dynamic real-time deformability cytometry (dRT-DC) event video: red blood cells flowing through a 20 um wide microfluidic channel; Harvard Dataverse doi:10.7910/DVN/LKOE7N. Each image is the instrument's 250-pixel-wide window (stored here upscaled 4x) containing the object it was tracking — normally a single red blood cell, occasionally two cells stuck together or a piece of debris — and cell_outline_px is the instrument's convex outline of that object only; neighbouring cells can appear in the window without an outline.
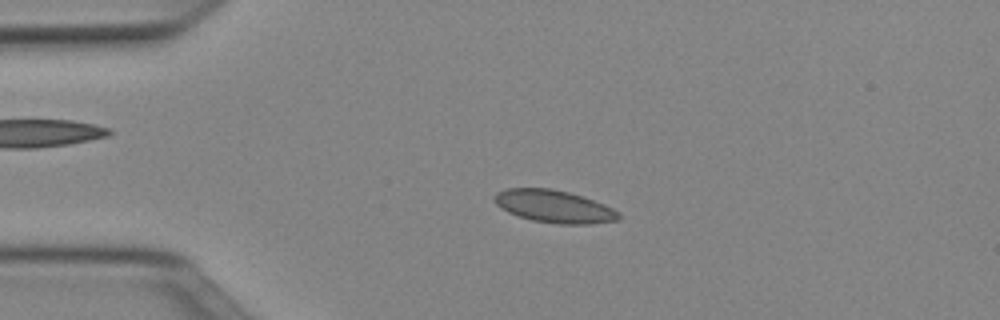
{"species": "Egyptian fruit bat (a non-hibernating species)", "species_latin": "Rousettus aegyptiacus", "temperature_condition": "cold", "stored_images_in_passage": 50, "camera_frame_rate_fps": 3000, "um_per_image_px": 0.085, "animal": {"sex": "female"}, "frame": {"image": 1, "passage_image": 11, "time_ms": 3.333, "image_size_px": [1000, 320], "cell_outline_px": [[620, 220], [592, 224], [560, 224], [532, 220], [508, 212], [496, 204], [492, 200], [492, 196], [496, 192], [504, 188], [552, 188], [584, 196], [604, 204], [620, 212]], "centroid_in_image_um": [47.1, 17.53], "position_along_channel_um": 37.9, "area_um2": 23.81}}
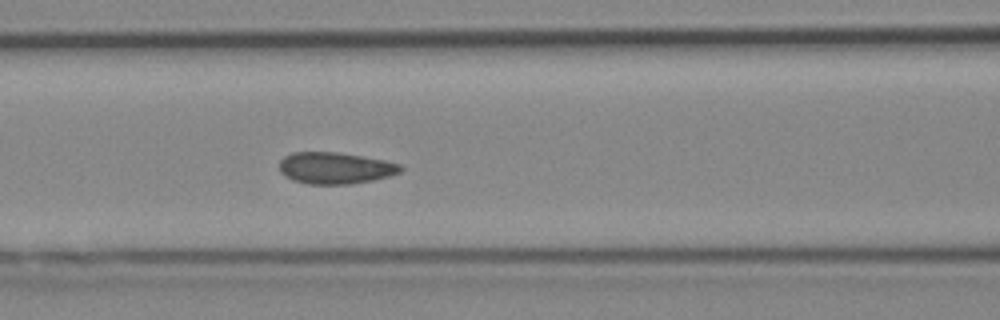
{"frame": {"image": 2, "passage_image": 21, "time_ms": 6.667, "image_size_px": [1000, 320], "cell_outline_px": [[404, 168], [400, 172], [388, 176], [372, 180], [348, 184], [308, 184], [292, 180], [284, 176], [280, 172], [280, 160], [284, 156], [292, 152], [336, 152], [384, 160], [400, 164]], "centroid_in_image_um": [28.46, 14.28], "position_along_channel_um": 138.1, "area_um2": 22.25}}
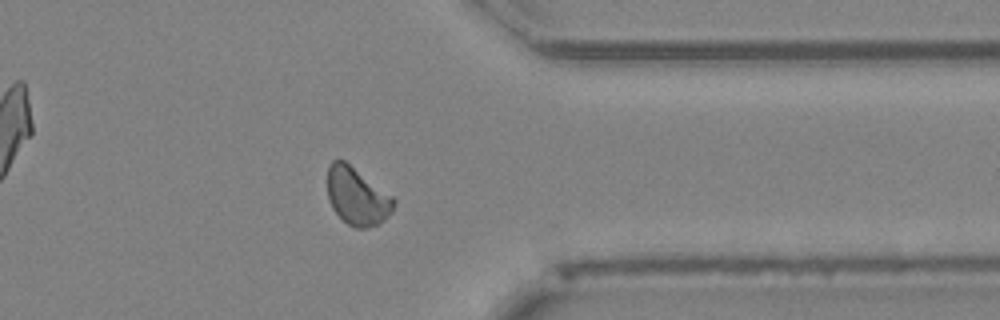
{"frame": {"image": 3, "passage_image": 40, "time_ms": 13.0, "image_size_px": [1000, 320], "cell_outline_px": [[396, 200], [392, 212], [384, 220], [368, 228], [356, 228], [348, 224], [332, 208], [328, 200], [328, 168], [332, 160], [344, 160], [392, 196]], "centroid_in_image_um": [30.35, 16.69], "position_along_channel_um": 381.1, "area_um2": 21.96}, "authors_computed_cell_mechanics": {"area_um2": 22.253, "velocity_mm_per_s": 3.9651, "shape_relaxation_time_tau1_ms": 7.7593, "shape_relaxation_time_tau2_ms": 0.9734, "deformation_change_tau1": 0.0944, "deformation_change_tau2": 0.0565}}